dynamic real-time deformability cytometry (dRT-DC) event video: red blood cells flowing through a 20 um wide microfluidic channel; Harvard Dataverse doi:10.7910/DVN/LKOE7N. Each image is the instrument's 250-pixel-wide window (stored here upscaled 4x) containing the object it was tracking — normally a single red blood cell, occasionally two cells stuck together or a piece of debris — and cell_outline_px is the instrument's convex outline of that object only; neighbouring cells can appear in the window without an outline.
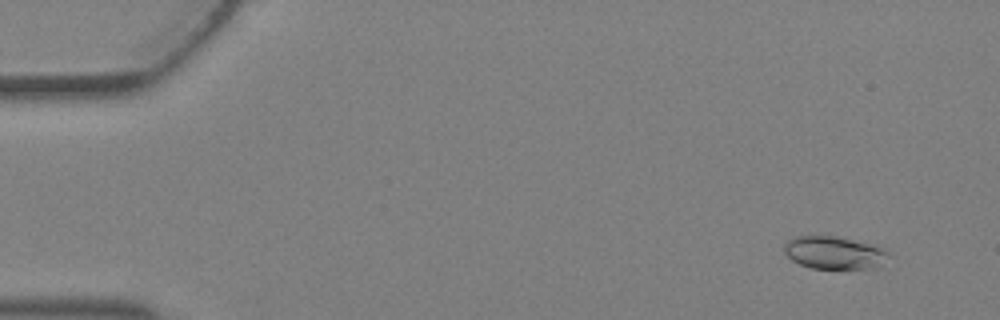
{"species": "Egyptian fruit bat (a non-hibernating species)", "species_latin": "Rousettus aegyptiacus", "temperature_condition": "warm", "stored_images_in_passage": 5, "camera_frame_rate_fps": 3000, "um_per_image_px": 0.085, "animal": {"sex": "female"}, "frame": {"image": 1, "passage_image": 1, "time_ms": 0.0, "image_size_px": [1000, 320], "cell_outline_px": [[888, 252], [880, 268], [812, 268], [800, 264], [792, 260], [784, 252], [784, 244], [788, 240], [796, 236], [836, 236], [884, 248]], "centroid_in_image_um": [70.88, 21.48], "position_along_channel_um": 14.1, "area_um2": 19.59}}